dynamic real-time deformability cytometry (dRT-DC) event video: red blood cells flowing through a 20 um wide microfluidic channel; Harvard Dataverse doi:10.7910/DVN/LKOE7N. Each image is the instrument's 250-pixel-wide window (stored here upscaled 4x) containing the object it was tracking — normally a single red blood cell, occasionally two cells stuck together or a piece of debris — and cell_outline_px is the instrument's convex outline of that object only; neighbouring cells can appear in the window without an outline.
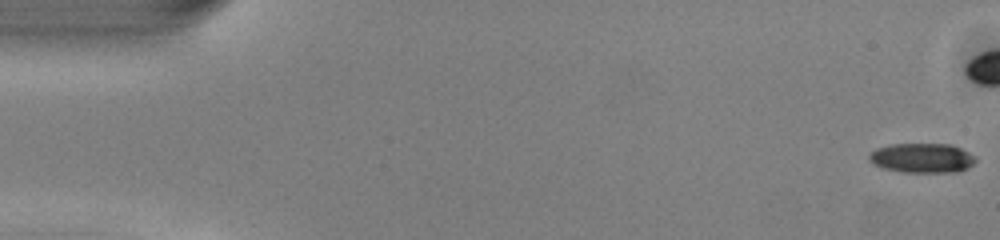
{"species": "common noctule bat (a hibernating species)", "species_latin": "Nyctalus noctula", "temperature_condition": "warm", "stored_images_in_passage": 40, "camera_frame_rate_fps": 3000, "um_per_image_px": 0.085, "animal": {"sex": "male", "body_mass_g": 13.0, "forearm_length_mm": 53.1}, "frame": {"image": 1, "passage_image": 1, "time_ms": 0.0, "image_size_px": [1000, 240], "cell_outline_px": [[976, 160], [968, 168], [956, 172], [904, 172], [884, 168], [872, 164], [868, 160], [868, 156], [876, 148], [888, 144], [952, 144], [976, 156]], "centroid_in_image_um": [78.37, 13.42], "position_along_channel_um": 6.6, "area_um2": 18.44}}
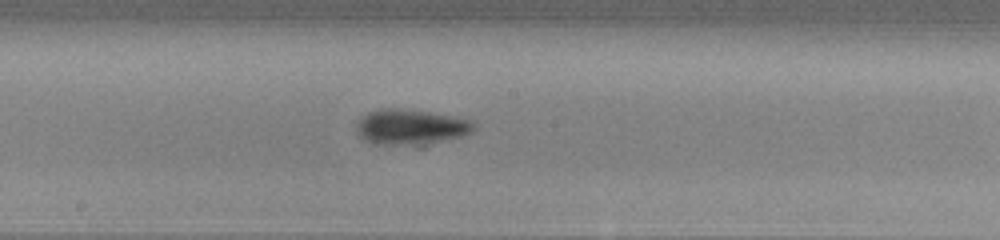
{"frame": {"image": 2, "passage_image": 27, "time_ms": 8.667, "image_size_px": [1000, 240], "cell_outline_px": [[476, 128], [472, 132], [460, 136], [444, 140], [424, 144], [372, 144], [364, 140], [360, 136], [356, 128], [356, 124], [360, 116], [368, 112], [380, 108], [400, 108], [456, 116], [472, 120], [476, 124]], "centroid_in_image_um": [34.9, 10.77], "position_along_channel_um": 213.3, "area_um2": 24.28}}
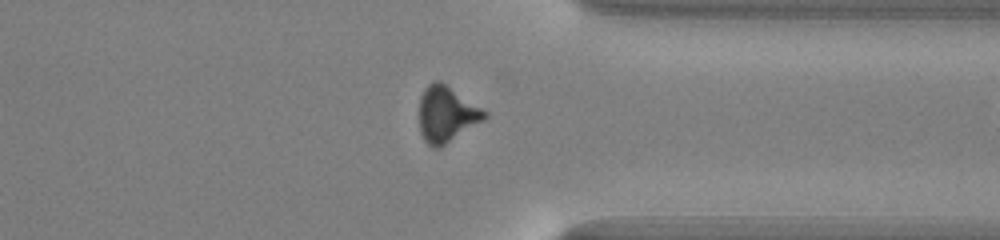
{"frame": {"image": 3, "passage_image": 39, "time_ms": 12.667, "image_size_px": [1000, 240], "cell_outline_px": [[488, 116], [484, 120], [440, 148], [432, 148], [424, 140], [420, 132], [420, 96], [424, 88], [428, 84], [436, 80], [440, 80], [488, 112]], "centroid_in_image_um": [37.95, 9.71], "position_along_channel_um": 373.4, "area_um2": 21.33}}